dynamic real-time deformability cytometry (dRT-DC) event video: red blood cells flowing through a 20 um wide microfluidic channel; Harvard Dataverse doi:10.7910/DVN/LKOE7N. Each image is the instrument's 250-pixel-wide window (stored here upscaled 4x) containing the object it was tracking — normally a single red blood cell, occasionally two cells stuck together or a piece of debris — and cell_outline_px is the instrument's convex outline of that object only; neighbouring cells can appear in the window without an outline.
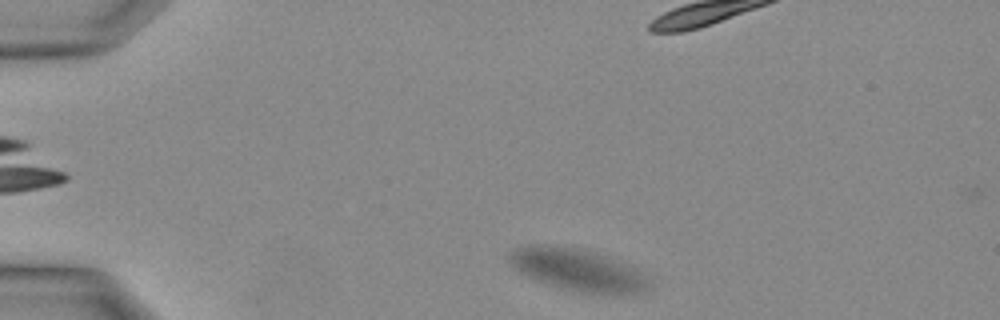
{"species": "Egyptian fruit bat (a non-hibernating species)", "species_latin": "Rousettus aegyptiacus", "temperature_condition": "warm", "stored_images_in_passage": 37, "segment_of_instrument_passage": [1, 2], "camera_frame_rate_fps": 3000, "um_per_image_px": 0.085, "animal": {"sex": "female"}, "frame": {"image": 1, "passage_image": 1, "time_ms": 0.0, "image_size_px": [1000, 320], "cell_outline_px": [[652, 288], [644, 292], [580, 292], [536, 280], [520, 272], [508, 260], [508, 252], [516, 248], [572, 248], [608, 260], [636, 272]], "centroid_in_image_um": [48.97, 22.99], "position_along_channel_um": 36.0, "area_um2": 30.63}}
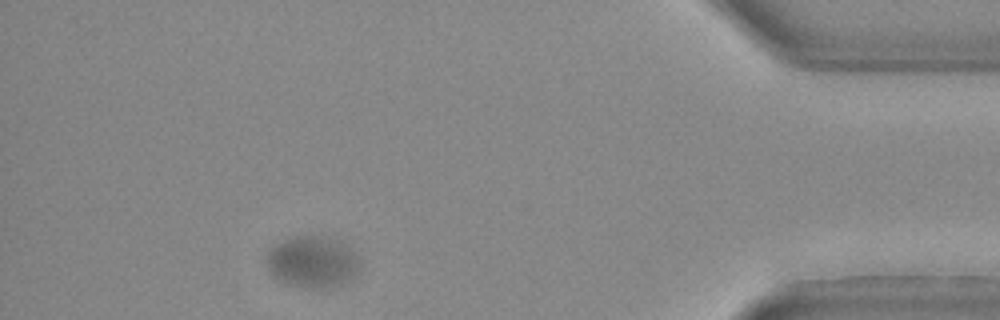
{"frame": {"image": 2, "passage_image": 32, "time_ms": 10.333, "image_size_px": [1000, 320], "cell_outline_px": [[360, 272], [356, 276], [340, 284], [324, 288], [308, 288], [284, 284], [268, 268], [268, 252], [276, 244], [292, 236], [324, 236], [348, 244], [356, 252], [360, 264]], "centroid_in_image_um": [26.63, 22.26], "position_along_channel_um": 408.6, "area_um2": 28.09}}